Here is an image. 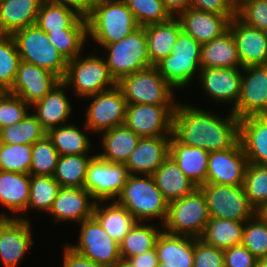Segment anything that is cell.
I'll return each mask as SVG.
<instances>
[{"mask_svg":"<svg viewBox=\"0 0 267 267\" xmlns=\"http://www.w3.org/2000/svg\"><path fill=\"white\" fill-rule=\"evenodd\" d=\"M240 64L247 66L267 64V33L251 27L235 16L229 24Z\"/></svg>","mask_w":267,"mask_h":267,"instance_id":"7402d4cb","label":"cell"},{"mask_svg":"<svg viewBox=\"0 0 267 267\" xmlns=\"http://www.w3.org/2000/svg\"><path fill=\"white\" fill-rule=\"evenodd\" d=\"M236 16L245 24L267 33V0H249Z\"/></svg>","mask_w":267,"mask_h":267,"instance_id":"f907efd6","label":"cell"},{"mask_svg":"<svg viewBox=\"0 0 267 267\" xmlns=\"http://www.w3.org/2000/svg\"><path fill=\"white\" fill-rule=\"evenodd\" d=\"M152 177L168 203L181 199L197 188L170 156L157 168Z\"/></svg>","mask_w":267,"mask_h":267,"instance_id":"1f68e13d","label":"cell"},{"mask_svg":"<svg viewBox=\"0 0 267 267\" xmlns=\"http://www.w3.org/2000/svg\"><path fill=\"white\" fill-rule=\"evenodd\" d=\"M31 106L22 98L8 91L0 93V126H11L22 121L30 112Z\"/></svg>","mask_w":267,"mask_h":267,"instance_id":"681fc988","label":"cell"},{"mask_svg":"<svg viewBox=\"0 0 267 267\" xmlns=\"http://www.w3.org/2000/svg\"><path fill=\"white\" fill-rule=\"evenodd\" d=\"M209 153L203 148L182 144L173 135L170 137L169 156L197 187L206 183Z\"/></svg>","mask_w":267,"mask_h":267,"instance_id":"4316f807","label":"cell"},{"mask_svg":"<svg viewBox=\"0 0 267 267\" xmlns=\"http://www.w3.org/2000/svg\"><path fill=\"white\" fill-rule=\"evenodd\" d=\"M190 7L224 16H236V11L227 0H190Z\"/></svg>","mask_w":267,"mask_h":267,"instance_id":"db71d44e","label":"cell"},{"mask_svg":"<svg viewBox=\"0 0 267 267\" xmlns=\"http://www.w3.org/2000/svg\"><path fill=\"white\" fill-rule=\"evenodd\" d=\"M129 260L137 267H157L159 263L155 248L129 258Z\"/></svg>","mask_w":267,"mask_h":267,"instance_id":"9f6ffc18","label":"cell"},{"mask_svg":"<svg viewBox=\"0 0 267 267\" xmlns=\"http://www.w3.org/2000/svg\"><path fill=\"white\" fill-rule=\"evenodd\" d=\"M30 175L53 176L60 154L46 135L32 145Z\"/></svg>","mask_w":267,"mask_h":267,"instance_id":"ee69618b","label":"cell"},{"mask_svg":"<svg viewBox=\"0 0 267 267\" xmlns=\"http://www.w3.org/2000/svg\"><path fill=\"white\" fill-rule=\"evenodd\" d=\"M11 36L21 61L46 69L62 80L68 60L50 43L45 31L35 24L17 30Z\"/></svg>","mask_w":267,"mask_h":267,"instance_id":"8992f818","label":"cell"},{"mask_svg":"<svg viewBox=\"0 0 267 267\" xmlns=\"http://www.w3.org/2000/svg\"><path fill=\"white\" fill-rule=\"evenodd\" d=\"M245 221L210 217L200 239L218 249L225 250L242 243Z\"/></svg>","mask_w":267,"mask_h":267,"instance_id":"8d00e7d4","label":"cell"},{"mask_svg":"<svg viewBox=\"0 0 267 267\" xmlns=\"http://www.w3.org/2000/svg\"><path fill=\"white\" fill-rule=\"evenodd\" d=\"M117 85L127 104L177 105L175 89L162 77L155 66L123 76Z\"/></svg>","mask_w":267,"mask_h":267,"instance_id":"ba28073f","label":"cell"},{"mask_svg":"<svg viewBox=\"0 0 267 267\" xmlns=\"http://www.w3.org/2000/svg\"><path fill=\"white\" fill-rule=\"evenodd\" d=\"M43 0H2L0 2V31L12 35L17 30L36 24Z\"/></svg>","mask_w":267,"mask_h":267,"instance_id":"f546056e","label":"cell"},{"mask_svg":"<svg viewBox=\"0 0 267 267\" xmlns=\"http://www.w3.org/2000/svg\"><path fill=\"white\" fill-rule=\"evenodd\" d=\"M85 99L92 100L86 108L83 123L84 130L89 134L90 132L98 134L124 124L127 101L117 84Z\"/></svg>","mask_w":267,"mask_h":267,"instance_id":"8fae6325","label":"cell"},{"mask_svg":"<svg viewBox=\"0 0 267 267\" xmlns=\"http://www.w3.org/2000/svg\"><path fill=\"white\" fill-rule=\"evenodd\" d=\"M162 228L148 222L136 221L119 244L121 258L129 259L154 249Z\"/></svg>","mask_w":267,"mask_h":267,"instance_id":"74e56055","label":"cell"},{"mask_svg":"<svg viewBox=\"0 0 267 267\" xmlns=\"http://www.w3.org/2000/svg\"><path fill=\"white\" fill-rule=\"evenodd\" d=\"M200 61L201 44L182 30L171 54L155 67L175 90H183L191 81L194 82L193 78L198 77L201 71Z\"/></svg>","mask_w":267,"mask_h":267,"instance_id":"277c9868","label":"cell"},{"mask_svg":"<svg viewBox=\"0 0 267 267\" xmlns=\"http://www.w3.org/2000/svg\"><path fill=\"white\" fill-rule=\"evenodd\" d=\"M201 68H242L230 29L201 45Z\"/></svg>","mask_w":267,"mask_h":267,"instance_id":"d6a6232c","label":"cell"},{"mask_svg":"<svg viewBox=\"0 0 267 267\" xmlns=\"http://www.w3.org/2000/svg\"><path fill=\"white\" fill-rule=\"evenodd\" d=\"M176 17L182 30L202 45L225 33L235 16H224L189 7Z\"/></svg>","mask_w":267,"mask_h":267,"instance_id":"603a6c76","label":"cell"},{"mask_svg":"<svg viewBox=\"0 0 267 267\" xmlns=\"http://www.w3.org/2000/svg\"><path fill=\"white\" fill-rule=\"evenodd\" d=\"M145 28L147 50L150 63L155 66L169 56L182 31L181 23L176 16L162 23L143 26Z\"/></svg>","mask_w":267,"mask_h":267,"instance_id":"f1b7e54d","label":"cell"},{"mask_svg":"<svg viewBox=\"0 0 267 267\" xmlns=\"http://www.w3.org/2000/svg\"><path fill=\"white\" fill-rule=\"evenodd\" d=\"M198 188L205 197L210 217L246 221L257 213L242 185L204 183Z\"/></svg>","mask_w":267,"mask_h":267,"instance_id":"30bf717a","label":"cell"},{"mask_svg":"<svg viewBox=\"0 0 267 267\" xmlns=\"http://www.w3.org/2000/svg\"><path fill=\"white\" fill-rule=\"evenodd\" d=\"M242 186L250 204L258 211L267 203V165L249 163Z\"/></svg>","mask_w":267,"mask_h":267,"instance_id":"b9f144b4","label":"cell"},{"mask_svg":"<svg viewBox=\"0 0 267 267\" xmlns=\"http://www.w3.org/2000/svg\"><path fill=\"white\" fill-rule=\"evenodd\" d=\"M87 1L92 5L96 2L103 1V0H87Z\"/></svg>","mask_w":267,"mask_h":267,"instance_id":"03108f58","label":"cell"},{"mask_svg":"<svg viewBox=\"0 0 267 267\" xmlns=\"http://www.w3.org/2000/svg\"><path fill=\"white\" fill-rule=\"evenodd\" d=\"M118 2L124 3L126 5H128L132 0H116Z\"/></svg>","mask_w":267,"mask_h":267,"instance_id":"e7e4bbea","label":"cell"},{"mask_svg":"<svg viewBox=\"0 0 267 267\" xmlns=\"http://www.w3.org/2000/svg\"><path fill=\"white\" fill-rule=\"evenodd\" d=\"M241 244L257 259L267 257V223L258 213L245 221Z\"/></svg>","mask_w":267,"mask_h":267,"instance_id":"7dc6e473","label":"cell"},{"mask_svg":"<svg viewBox=\"0 0 267 267\" xmlns=\"http://www.w3.org/2000/svg\"><path fill=\"white\" fill-rule=\"evenodd\" d=\"M16 43L11 35L0 36V90L9 91L20 63Z\"/></svg>","mask_w":267,"mask_h":267,"instance_id":"7bdbcfd3","label":"cell"},{"mask_svg":"<svg viewBox=\"0 0 267 267\" xmlns=\"http://www.w3.org/2000/svg\"><path fill=\"white\" fill-rule=\"evenodd\" d=\"M249 162L238 140L231 148L209 153L206 183L243 185Z\"/></svg>","mask_w":267,"mask_h":267,"instance_id":"2e32d148","label":"cell"},{"mask_svg":"<svg viewBox=\"0 0 267 267\" xmlns=\"http://www.w3.org/2000/svg\"><path fill=\"white\" fill-rule=\"evenodd\" d=\"M67 86L61 81L43 99L31 106V112L48 132L50 129L68 124L73 107L66 95Z\"/></svg>","mask_w":267,"mask_h":267,"instance_id":"cb8c5ba5","label":"cell"},{"mask_svg":"<svg viewBox=\"0 0 267 267\" xmlns=\"http://www.w3.org/2000/svg\"><path fill=\"white\" fill-rule=\"evenodd\" d=\"M128 7L141 27L166 22L172 17L162 0H132Z\"/></svg>","mask_w":267,"mask_h":267,"instance_id":"c3c4849f","label":"cell"},{"mask_svg":"<svg viewBox=\"0 0 267 267\" xmlns=\"http://www.w3.org/2000/svg\"><path fill=\"white\" fill-rule=\"evenodd\" d=\"M63 267H104L74 252L67 246L64 247Z\"/></svg>","mask_w":267,"mask_h":267,"instance_id":"11a10c76","label":"cell"},{"mask_svg":"<svg viewBox=\"0 0 267 267\" xmlns=\"http://www.w3.org/2000/svg\"><path fill=\"white\" fill-rule=\"evenodd\" d=\"M47 131L31 112L19 123L2 128L1 143L33 145L44 138Z\"/></svg>","mask_w":267,"mask_h":267,"instance_id":"60d3db41","label":"cell"},{"mask_svg":"<svg viewBox=\"0 0 267 267\" xmlns=\"http://www.w3.org/2000/svg\"><path fill=\"white\" fill-rule=\"evenodd\" d=\"M170 137H141L125 163L129 175H153L169 156Z\"/></svg>","mask_w":267,"mask_h":267,"instance_id":"44dd1931","label":"cell"},{"mask_svg":"<svg viewBox=\"0 0 267 267\" xmlns=\"http://www.w3.org/2000/svg\"><path fill=\"white\" fill-rule=\"evenodd\" d=\"M1 139H2V127L0 126V143H1Z\"/></svg>","mask_w":267,"mask_h":267,"instance_id":"003e7915","label":"cell"},{"mask_svg":"<svg viewBox=\"0 0 267 267\" xmlns=\"http://www.w3.org/2000/svg\"><path fill=\"white\" fill-rule=\"evenodd\" d=\"M116 202L136 221L157 219L162 226L168 214V202L157 188L152 175H129Z\"/></svg>","mask_w":267,"mask_h":267,"instance_id":"3957f363","label":"cell"},{"mask_svg":"<svg viewBox=\"0 0 267 267\" xmlns=\"http://www.w3.org/2000/svg\"><path fill=\"white\" fill-rule=\"evenodd\" d=\"M155 250L160 263L166 267H193L194 237L161 231Z\"/></svg>","mask_w":267,"mask_h":267,"instance_id":"83f0119b","label":"cell"},{"mask_svg":"<svg viewBox=\"0 0 267 267\" xmlns=\"http://www.w3.org/2000/svg\"><path fill=\"white\" fill-rule=\"evenodd\" d=\"M258 215L267 223V203L264 204L258 211Z\"/></svg>","mask_w":267,"mask_h":267,"instance_id":"6125c7cd","label":"cell"},{"mask_svg":"<svg viewBox=\"0 0 267 267\" xmlns=\"http://www.w3.org/2000/svg\"><path fill=\"white\" fill-rule=\"evenodd\" d=\"M209 219L205 197L197 187L192 193L168 203V214L162 227L170 234L200 238Z\"/></svg>","mask_w":267,"mask_h":267,"instance_id":"9c48e42d","label":"cell"},{"mask_svg":"<svg viewBox=\"0 0 267 267\" xmlns=\"http://www.w3.org/2000/svg\"><path fill=\"white\" fill-rule=\"evenodd\" d=\"M231 111L239 119L267 115V64L242 68L238 102Z\"/></svg>","mask_w":267,"mask_h":267,"instance_id":"9a60e30c","label":"cell"},{"mask_svg":"<svg viewBox=\"0 0 267 267\" xmlns=\"http://www.w3.org/2000/svg\"><path fill=\"white\" fill-rule=\"evenodd\" d=\"M128 176L124 163H111L96 154L88 164L84 188L95 202L116 201Z\"/></svg>","mask_w":267,"mask_h":267,"instance_id":"4fadbf2b","label":"cell"},{"mask_svg":"<svg viewBox=\"0 0 267 267\" xmlns=\"http://www.w3.org/2000/svg\"><path fill=\"white\" fill-rule=\"evenodd\" d=\"M81 130L74 123H68L50 129L47 135L60 156L89 154L92 144L88 133Z\"/></svg>","mask_w":267,"mask_h":267,"instance_id":"d590c367","label":"cell"},{"mask_svg":"<svg viewBox=\"0 0 267 267\" xmlns=\"http://www.w3.org/2000/svg\"><path fill=\"white\" fill-rule=\"evenodd\" d=\"M100 135H102L99 140L103 152H98L97 155L111 163L124 164L141 138L125 124L101 132Z\"/></svg>","mask_w":267,"mask_h":267,"instance_id":"4dcf8cb0","label":"cell"},{"mask_svg":"<svg viewBox=\"0 0 267 267\" xmlns=\"http://www.w3.org/2000/svg\"><path fill=\"white\" fill-rule=\"evenodd\" d=\"M242 68H201L199 82L208 98L214 102L233 104L240 94Z\"/></svg>","mask_w":267,"mask_h":267,"instance_id":"ffe728a7","label":"cell"},{"mask_svg":"<svg viewBox=\"0 0 267 267\" xmlns=\"http://www.w3.org/2000/svg\"><path fill=\"white\" fill-rule=\"evenodd\" d=\"M239 140L249 163L267 165V115L240 119Z\"/></svg>","mask_w":267,"mask_h":267,"instance_id":"d4e9b609","label":"cell"},{"mask_svg":"<svg viewBox=\"0 0 267 267\" xmlns=\"http://www.w3.org/2000/svg\"><path fill=\"white\" fill-rule=\"evenodd\" d=\"M110 75L118 82L123 76L151 67L145 28L139 27L127 37L104 47Z\"/></svg>","mask_w":267,"mask_h":267,"instance_id":"52a82bcc","label":"cell"},{"mask_svg":"<svg viewBox=\"0 0 267 267\" xmlns=\"http://www.w3.org/2000/svg\"><path fill=\"white\" fill-rule=\"evenodd\" d=\"M45 1L70 7L79 12L83 17H87L91 9V4L87 0H45Z\"/></svg>","mask_w":267,"mask_h":267,"instance_id":"6f0895ef","label":"cell"},{"mask_svg":"<svg viewBox=\"0 0 267 267\" xmlns=\"http://www.w3.org/2000/svg\"><path fill=\"white\" fill-rule=\"evenodd\" d=\"M59 187L53 176L30 175L29 203L24 216H19V219L29 220L25 218V213L31 209L47 214L56 199Z\"/></svg>","mask_w":267,"mask_h":267,"instance_id":"ab89813d","label":"cell"},{"mask_svg":"<svg viewBox=\"0 0 267 267\" xmlns=\"http://www.w3.org/2000/svg\"><path fill=\"white\" fill-rule=\"evenodd\" d=\"M30 220L0 218V262L4 267L19 266L34 244Z\"/></svg>","mask_w":267,"mask_h":267,"instance_id":"e0dca14e","label":"cell"},{"mask_svg":"<svg viewBox=\"0 0 267 267\" xmlns=\"http://www.w3.org/2000/svg\"><path fill=\"white\" fill-rule=\"evenodd\" d=\"M176 105L127 104L124 124L140 137L172 135Z\"/></svg>","mask_w":267,"mask_h":267,"instance_id":"5bb4252c","label":"cell"},{"mask_svg":"<svg viewBox=\"0 0 267 267\" xmlns=\"http://www.w3.org/2000/svg\"><path fill=\"white\" fill-rule=\"evenodd\" d=\"M110 267H137L129 259L120 258Z\"/></svg>","mask_w":267,"mask_h":267,"instance_id":"91938a15","label":"cell"},{"mask_svg":"<svg viewBox=\"0 0 267 267\" xmlns=\"http://www.w3.org/2000/svg\"><path fill=\"white\" fill-rule=\"evenodd\" d=\"M247 1L249 0H227L229 5L235 10L238 11Z\"/></svg>","mask_w":267,"mask_h":267,"instance_id":"94428289","label":"cell"},{"mask_svg":"<svg viewBox=\"0 0 267 267\" xmlns=\"http://www.w3.org/2000/svg\"><path fill=\"white\" fill-rule=\"evenodd\" d=\"M157 267H166V266H164L162 263L159 262Z\"/></svg>","mask_w":267,"mask_h":267,"instance_id":"a7ac6f4b","label":"cell"},{"mask_svg":"<svg viewBox=\"0 0 267 267\" xmlns=\"http://www.w3.org/2000/svg\"><path fill=\"white\" fill-rule=\"evenodd\" d=\"M79 225L78 243L67 244L74 252L104 267H110L121 258L119 244L94 216Z\"/></svg>","mask_w":267,"mask_h":267,"instance_id":"7c38bea8","label":"cell"},{"mask_svg":"<svg viewBox=\"0 0 267 267\" xmlns=\"http://www.w3.org/2000/svg\"><path fill=\"white\" fill-rule=\"evenodd\" d=\"M50 43L69 61L81 54L88 41L87 29L46 32Z\"/></svg>","mask_w":267,"mask_h":267,"instance_id":"f6af8a7d","label":"cell"},{"mask_svg":"<svg viewBox=\"0 0 267 267\" xmlns=\"http://www.w3.org/2000/svg\"><path fill=\"white\" fill-rule=\"evenodd\" d=\"M82 53L68 61L62 82L73 89L77 98H85L114 87L117 82L110 75L108 66L102 57L91 54L82 57Z\"/></svg>","mask_w":267,"mask_h":267,"instance_id":"5b68a950","label":"cell"},{"mask_svg":"<svg viewBox=\"0 0 267 267\" xmlns=\"http://www.w3.org/2000/svg\"><path fill=\"white\" fill-rule=\"evenodd\" d=\"M36 25L45 32L62 29H87V18L76 10L43 0Z\"/></svg>","mask_w":267,"mask_h":267,"instance_id":"836d02e7","label":"cell"},{"mask_svg":"<svg viewBox=\"0 0 267 267\" xmlns=\"http://www.w3.org/2000/svg\"><path fill=\"white\" fill-rule=\"evenodd\" d=\"M95 203L86 188L60 186L47 214L53 216L55 223L73 221L79 224L93 216Z\"/></svg>","mask_w":267,"mask_h":267,"instance_id":"d6986e66","label":"cell"},{"mask_svg":"<svg viewBox=\"0 0 267 267\" xmlns=\"http://www.w3.org/2000/svg\"><path fill=\"white\" fill-rule=\"evenodd\" d=\"M224 267H256L257 258L242 244L223 250Z\"/></svg>","mask_w":267,"mask_h":267,"instance_id":"f5cc1de1","label":"cell"},{"mask_svg":"<svg viewBox=\"0 0 267 267\" xmlns=\"http://www.w3.org/2000/svg\"><path fill=\"white\" fill-rule=\"evenodd\" d=\"M239 118L230 110L224 116L178 101L172 135L182 144L206 151L231 148L239 140Z\"/></svg>","mask_w":267,"mask_h":267,"instance_id":"6da1fadb","label":"cell"},{"mask_svg":"<svg viewBox=\"0 0 267 267\" xmlns=\"http://www.w3.org/2000/svg\"><path fill=\"white\" fill-rule=\"evenodd\" d=\"M29 189L30 174L0 171V204L13 212L9 216L3 211L0 218L23 216L29 203Z\"/></svg>","mask_w":267,"mask_h":267,"instance_id":"484cf974","label":"cell"},{"mask_svg":"<svg viewBox=\"0 0 267 267\" xmlns=\"http://www.w3.org/2000/svg\"><path fill=\"white\" fill-rule=\"evenodd\" d=\"M87 18L88 40L99 47L117 42L140 26L128 5L116 0H103L91 5Z\"/></svg>","mask_w":267,"mask_h":267,"instance_id":"7a4b0ae2","label":"cell"},{"mask_svg":"<svg viewBox=\"0 0 267 267\" xmlns=\"http://www.w3.org/2000/svg\"><path fill=\"white\" fill-rule=\"evenodd\" d=\"M166 9L172 16H177L180 12L190 7V0H162Z\"/></svg>","mask_w":267,"mask_h":267,"instance_id":"680465c9","label":"cell"},{"mask_svg":"<svg viewBox=\"0 0 267 267\" xmlns=\"http://www.w3.org/2000/svg\"><path fill=\"white\" fill-rule=\"evenodd\" d=\"M32 145L0 143V171L29 174Z\"/></svg>","mask_w":267,"mask_h":267,"instance_id":"bcb514c9","label":"cell"},{"mask_svg":"<svg viewBox=\"0 0 267 267\" xmlns=\"http://www.w3.org/2000/svg\"><path fill=\"white\" fill-rule=\"evenodd\" d=\"M193 267H224L223 250L194 238Z\"/></svg>","mask_w":267,"mask_h":267,"instance_id":"816d5d0a","label":"cell"},{"mask_svg":"<svg viewBox=\"0 0 267 267\" xmlns=\"http://www.w3.org/2000/svg\"><path fill=\"white\" fill-rule=\"evenodd\" d=\"M61 79L50 71L34 64L20 61L15 81L8 91L32 106L43 99Z\"/></svg>","mask_w":267,"mask_h":267,"instance_id":"ac0fdd59","label":"cell"},{"mask_svg":"<svg viewBox=\"0 0 267 267\" xmlns=\"http://www.w3.org/2000/svg\"><path fill=\"white\" fill-rule=\"evenodd\" d=\"M106 203L107 202H96L93 210V216L98 220L102 228L118 244H120L123 238L128 234L131 227L136 223V220L116 201H110L108 204Z\"/></svg>","mask_w":267,"mask_h":267,"instance_id":"e575fe53","label":"cell"},{"mask_svg":"<svg viewBox=\"0 0 267 267\" xmlns=\"http://www.w3.org/2000/svg\"><path fill=\"white\" fill-rule=\"evenodd\" d=\"M256 267H267V257L259 258L257 260Z\"/></svg>","mask_w":267,"mask_h":267,"instance_id":"be15d7a7","label":"cell"},{"mask_svg":"<svg viewBox=\"0 0 267 267\" xmlns=\"http://www.w3.org/2000/svg\"><path fill=\"white\" fill-rule=\"evenodd\" d=\"M95 155L96 154L60 156L53 178L60 186L84 188L87 167Z\"/></svg>","mask_w":267,"mask_h":267,"instance_id":"f35d334b","label":"cell"}]
</instances>
